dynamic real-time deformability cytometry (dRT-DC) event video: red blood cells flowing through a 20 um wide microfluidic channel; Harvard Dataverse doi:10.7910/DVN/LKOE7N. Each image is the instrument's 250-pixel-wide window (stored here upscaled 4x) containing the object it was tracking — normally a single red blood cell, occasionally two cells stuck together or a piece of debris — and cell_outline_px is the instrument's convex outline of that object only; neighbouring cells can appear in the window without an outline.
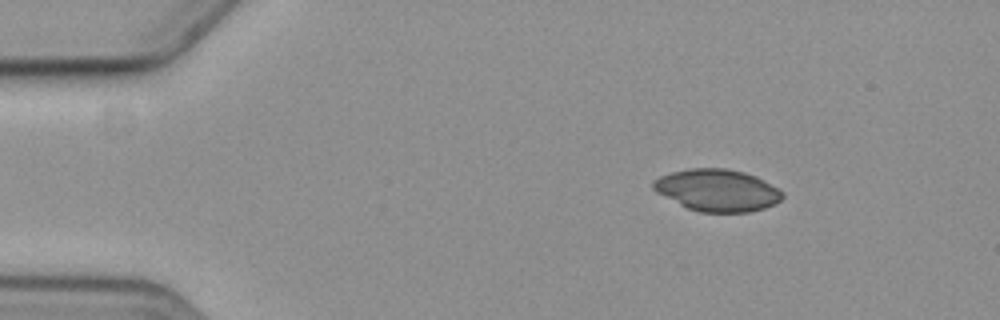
{"species": "common noctule bat (a hibernating species)", "species_latin": "Nyctalus noctula", "temperature_condition": "cold", "stored_images_in_passage": 4, "camera_frame_rate_fps": 3000, "um_per_image_px": 0.085, "animal": {"sex": "female", "body_mass_g": 19.3, "forearm_length_mm": 54.1}, "frame": {"image": 1, "passage_image": 2, "time_ms": 1.0, "image_size_px": [1000, 320], "cell_outline_px": [[784, 196], [780, 200], [764, 208], [748, 212], [700, 212], [688, 208], [656, 192], [652, 188], [652, 180], [660, 176], [672, 172], [688, 168], [728, 168], [744, 172], [756, 176], [784, 192]], "centroid_in_image_um": [60.95, 16.16], "position_along_channel_um": 24.0, "area_um2": 31.5}}